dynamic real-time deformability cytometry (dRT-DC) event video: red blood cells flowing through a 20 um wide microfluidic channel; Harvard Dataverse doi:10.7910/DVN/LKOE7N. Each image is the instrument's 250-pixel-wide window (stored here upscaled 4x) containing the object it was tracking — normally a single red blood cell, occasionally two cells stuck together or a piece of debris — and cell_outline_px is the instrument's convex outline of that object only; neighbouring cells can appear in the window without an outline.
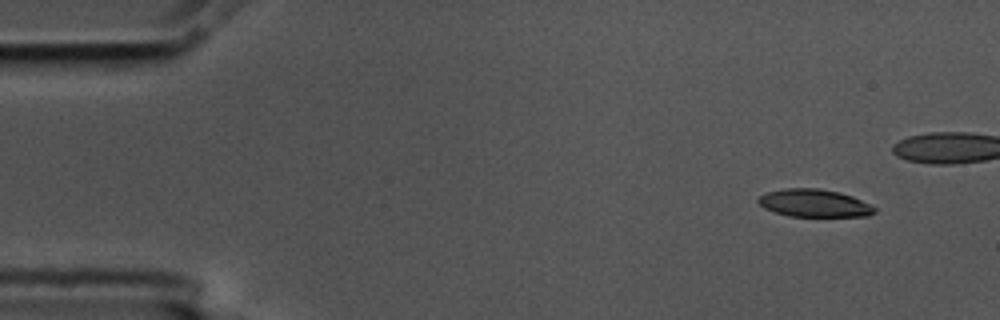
{"species": "common noctule bat (a hibernating species)", "species_latin": "Nyctalus noctula", "temperature_condition": "cold", "stored_images_in_passage": 5, "camera_frame_rate_fps": 3000, "um_per_image_px": 0.085, "animal": {"sex": "male", "body_mass_g": 17.5, "forearm_length_mm": 52.3}, "frame": {"image": 1, "passage_image": 1, "time_ms": 0.0, "image_size_px": [1000, 320], "cell_outline_px": [[876, 212], [868, 216], [792, 216], [776, 212], [764, 208], [756, 200], [760, 196], [768, 192], [784, 188], [820, 188], [840, 192], [852, 196], [876, 208]], "centroid_in_image_um": [69.21, 17.26], "position_along_channel_um": 15.8, "area_um2": 18.61}}